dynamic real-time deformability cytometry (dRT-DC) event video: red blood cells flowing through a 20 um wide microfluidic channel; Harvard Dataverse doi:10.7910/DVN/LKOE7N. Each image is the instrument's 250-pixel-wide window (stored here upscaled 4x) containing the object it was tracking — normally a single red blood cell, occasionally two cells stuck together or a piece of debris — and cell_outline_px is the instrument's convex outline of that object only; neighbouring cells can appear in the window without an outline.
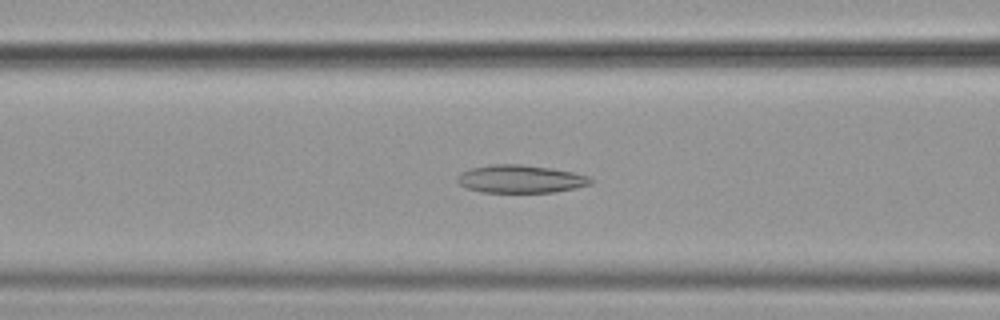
{"species": "common noctule bat (a hibernating species)", "species_latin": "Nyctalus noctula", "temperature_condition": "cold", "stored_images_in_passage": 47, "segment_of_instrument_passage": [1, 2], "camera_frame_rate_fps": 3000, "um_per_image_px": 0.085, "animal": {"sex": "female", "body_mass_g": 19.9}, "frame": {"image": 1, "passage_image": 13, "time_ms": 4.0, "image_size_px": [1000, 320], "cell_outline_px": [[592, 184], [556, 192], [480, 192], [464, 188], [456, 180], [456, 176], [460, 172], [472, 168], [492, 164], [520, 164], [548, 168], [572, 172], [588, 176], [592, 180]], "centroid_in_image_um": [44.19, 15.22], "position_along_channel_um": 122.4, "area_um2": 21.68}}
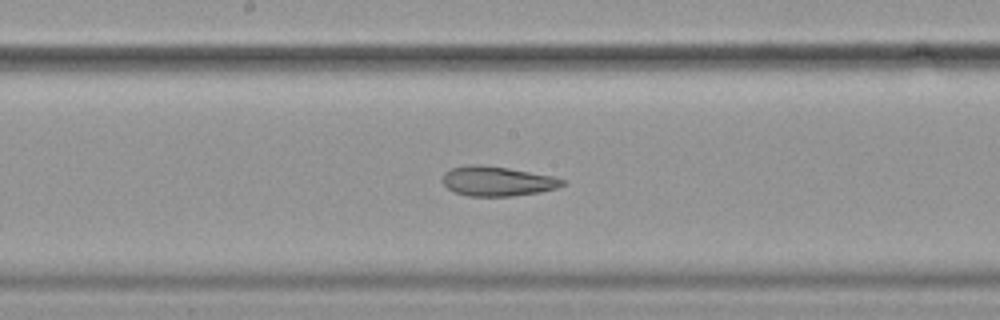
{"frame": {"image": 2, "passage_image": 20, "time_ms": 6.333, "image_size_px": [1000, 320], "cell_outline_px": [[568, 184], [556, 188], [540, 192], [512, 196], [468, 196], [452, 192], [440, 180], [444, 172], [452, 168], [476, 164], [480, 164], [508, 168], [552, 176], [568, 180]], "centroid_in_image_um": [42.28, 15.41], "position_along_channel_um": 205.9, "area_um2": 20.92}}
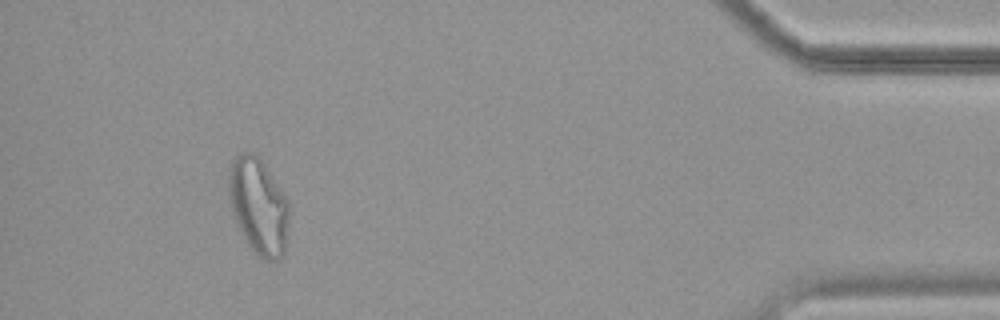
{"frame": {"image": 3, "passage_image": 42, "time_ms": 13.667, "image_size_px": [1000, 320], "cell_outline_px": [[288, 224], [284, 256], [280, 260], [264, 260], [256, 256], [248, 244], [232, 212], [228, 192], [228, 168], [232, 160], [236, 156], [244, 152], [252, 152], [260, 156], [288, 200]], "centroid_in_image_um": [21.97, 17.51], "position_along_channel_um": 413.2, "area_um2": 34.1}}